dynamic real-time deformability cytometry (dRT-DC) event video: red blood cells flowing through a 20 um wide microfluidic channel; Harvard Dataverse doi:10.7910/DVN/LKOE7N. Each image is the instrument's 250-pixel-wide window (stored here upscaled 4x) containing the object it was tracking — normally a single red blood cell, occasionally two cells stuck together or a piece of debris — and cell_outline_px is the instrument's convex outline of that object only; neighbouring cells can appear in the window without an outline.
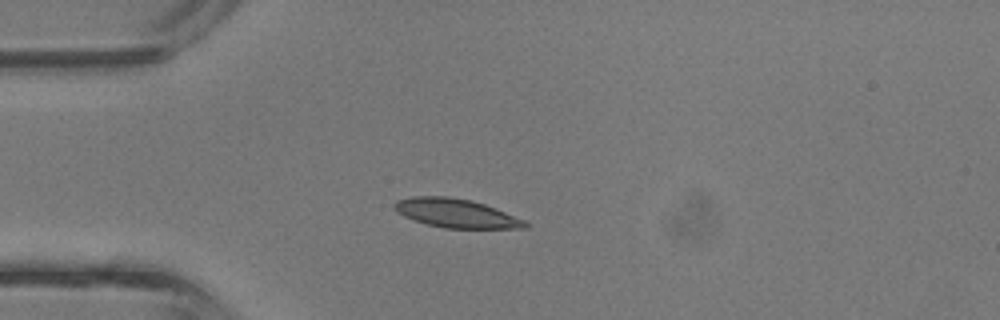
{"species": "common noctule bat (a hibernating species)", "species_latin": "Nyctalus noctula", "temperature_condition": "room temperature", "stored_images_in_passage": 4, "camera_frame_rate_fps": 3000, "um_per_image_px": 0.085, "animal": {"sex": "male", "body_mass_g": 13.3}, "frame": {"image": 1, "passage_image": 3, "time_ms": 0.667, "image_size_px": [1000, 320], "cell_outline_px": [[528, 228], [444, 228], [428, 224], [404, 216], [396, 212], [392, 208], [392, 204], [396, 200], [412, 196], [448, 196], [472, 200], [496, 208], [524, 220], [528, 224]], "centroid_in_image_um": [38.73, 18.11], "position_along_channel_um": 46.3, "area_um2": 21.96}}
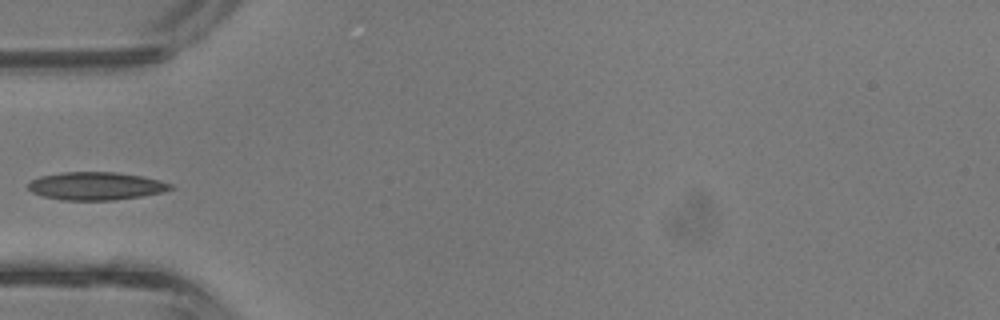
{"frame": {"image": 2, "passage_image": 4, "time_ms": 1.0, "image_size_px": [1000, 320], "cell_outline_px": [[176, 188], [164, 192], [116, 200], [60, 200], [44, 196], [32, 192], [28, 188], [28, 184], [32, 180], [40, 176], [64, 172], [116, 172], [140, 176], [160, 180], [172, 184]], "centroid_in_image_um": [8.19, 15.81], "position_along_channel_um": 76.8, "area_um2": 23.18}}